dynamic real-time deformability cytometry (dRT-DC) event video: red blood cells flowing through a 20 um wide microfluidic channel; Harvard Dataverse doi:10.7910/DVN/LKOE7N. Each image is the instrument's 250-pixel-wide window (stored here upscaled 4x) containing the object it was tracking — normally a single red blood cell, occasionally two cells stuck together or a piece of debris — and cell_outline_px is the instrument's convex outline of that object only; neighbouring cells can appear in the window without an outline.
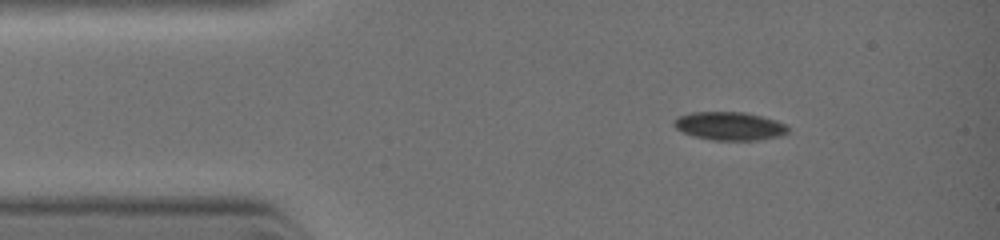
{"species": "common noctule bat (a hibernating species)", "species_latin": "Nyctalus noctula", "temperature_condition": "warm", "stored_images_in_passage": 3, "camera_frame_rate_fps": 3000, "um_per_image_px": 0.085, "animal": {"sex": "female", "body_mass_g": 19.0, "forearm_length_mm": 51.5}, "frame": {"image": 1, "passage_image": 2, "time_ms": 0.667, "image_size_px": [1000, 240], "cell_outline_px": [[788, 132], [780, 136], [760, 140], [712, 140], [692, 136], [676, 128], [672, 124], [672, 120], [676, 116], [692, 112], [744, 112], [776, 120], [784, 124], [788, 128]], "centroid_in_image_um": [61.96, 10.71], "position_along_channel_um": 23.0, "area_um2": 18.9}}